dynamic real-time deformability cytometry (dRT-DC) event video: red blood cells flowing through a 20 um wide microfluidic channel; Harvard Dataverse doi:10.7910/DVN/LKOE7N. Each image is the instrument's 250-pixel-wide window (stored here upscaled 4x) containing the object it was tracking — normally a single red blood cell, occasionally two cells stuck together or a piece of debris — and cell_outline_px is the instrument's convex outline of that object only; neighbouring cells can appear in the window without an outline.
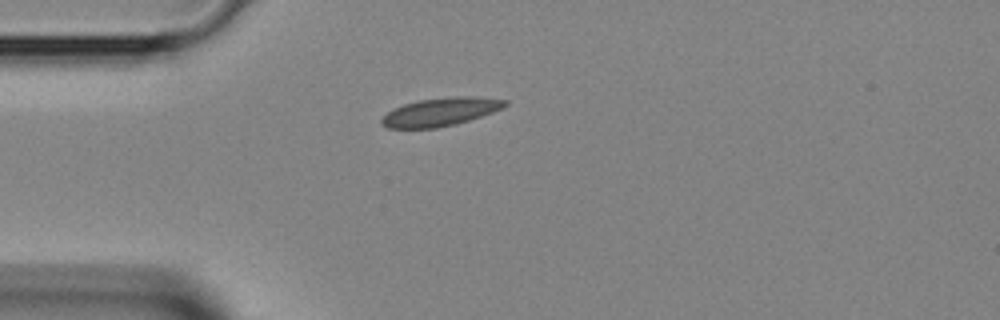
{"species": "Egyptian fruit bat (a non-hibernating species)", "species_latin": "Rousettus aegyptiacus", "temperature_condition": "room temperature", "stored_images_in_passage": 33, "camera_frame_rate_fps": 3000, "um_per_image_px": 0.085, "animal": {"sex": "female"}, "frame": {"image": 1, "passage_image": 1, "time_ms": 0.0, "image_size_px": [1000, 320], "cell_outline_px": [[508, 104], [492, 112], [456, 124], [436, 128], [388, 128], [380, 124], [380, 120], [388, 112], [404, 104], [420, 100], [456, 96], [476, 96], [508, 100]], "centroid_in_image_um": [37.44, 9.51], "position_along_channel_um": 47.6, "area_um2": 20.06}}
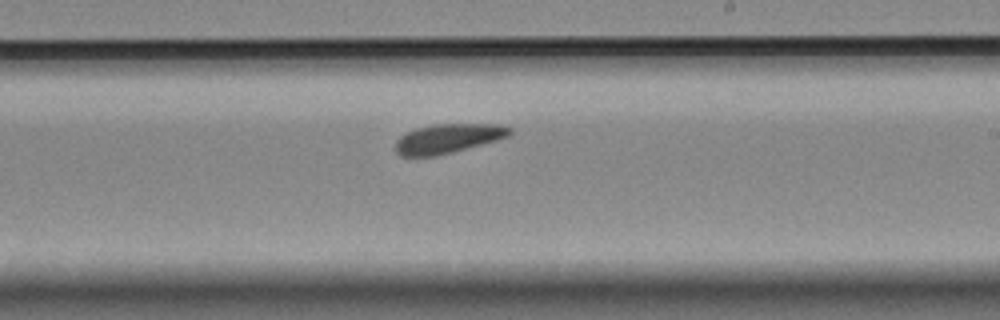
{"frame": {"image": 2, "passage_image": 15, "time_ms": 4.667, "image_size_px": [1000, 320], "cell_outline_px": [[512, 132], [508, 136], [496, 140], [452, 152], [436, 156], [400, 156], [396, 152], [396, 140], [400, 136], [416, 128], [432, 124], [500, 124], [512, 128]], "centroid_in_image_um": [38.07, 11.76], "position_along_channel_um": 250.9, "area_um2": 19.42}}
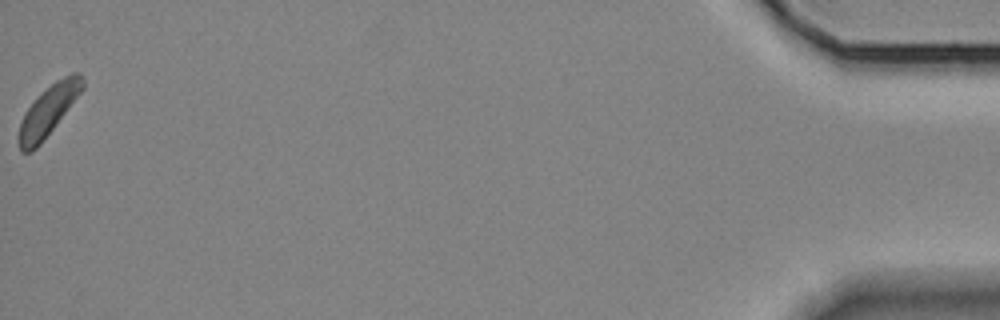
{"frame": {"image": 3, "passage_image": 33, "time_ms": 10.667, "image_size_px": [1000, 320], "cell_outline_px": [[84, 88], [40, 144], [36, 148], [28, 152], [20, 152], [20, 124], [24, 112], [56, 80], [72, 72], [80, 72], [84, 76]], "centroid_in_image_um": [4.16, 9.36], "position_along_channel_um": 431.0, "area_um2": 17.86}}